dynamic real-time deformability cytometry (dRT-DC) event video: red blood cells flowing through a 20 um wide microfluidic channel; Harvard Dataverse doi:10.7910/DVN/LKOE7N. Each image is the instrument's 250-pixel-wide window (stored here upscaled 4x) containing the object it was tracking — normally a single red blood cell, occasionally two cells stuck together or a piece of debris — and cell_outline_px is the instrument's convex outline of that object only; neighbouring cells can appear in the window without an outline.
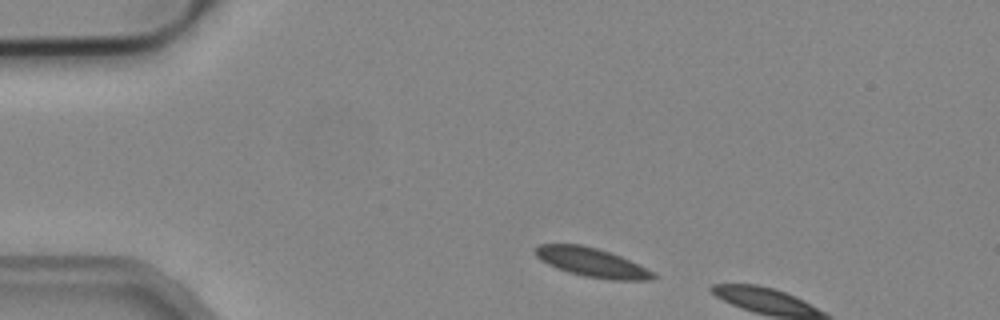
{"species": "common noctule bat (a hibernating species)", "species_latin": "Nyctalus noctula", "temperature_condition": "cold", "stored_images_in_passage": 2, "camera_frame_rate_fps": 3000, "um_per_image_px": 0.085, "animal": {"sex": "male", "body_mass_g": 19.2, "forearm_length_mm": 51.8}, "frame": {"image": 1, "passage_image": 1, "time_ms": 0.0, "image_size_px": [1000, 320], "cell_outline_px": [[656, 276], [652, 280], [612, 280], [584, 276], [568, 272], [556, 268], [540, 260], [536, 256], [536, 248], [540, 244], [580, 244], [596, 248], [620, 256], [652, 272]], "centroid_in_image_um": [50.26, 22.31], "position_along_channel_um": 34.7, "area_um2": 19.54}}